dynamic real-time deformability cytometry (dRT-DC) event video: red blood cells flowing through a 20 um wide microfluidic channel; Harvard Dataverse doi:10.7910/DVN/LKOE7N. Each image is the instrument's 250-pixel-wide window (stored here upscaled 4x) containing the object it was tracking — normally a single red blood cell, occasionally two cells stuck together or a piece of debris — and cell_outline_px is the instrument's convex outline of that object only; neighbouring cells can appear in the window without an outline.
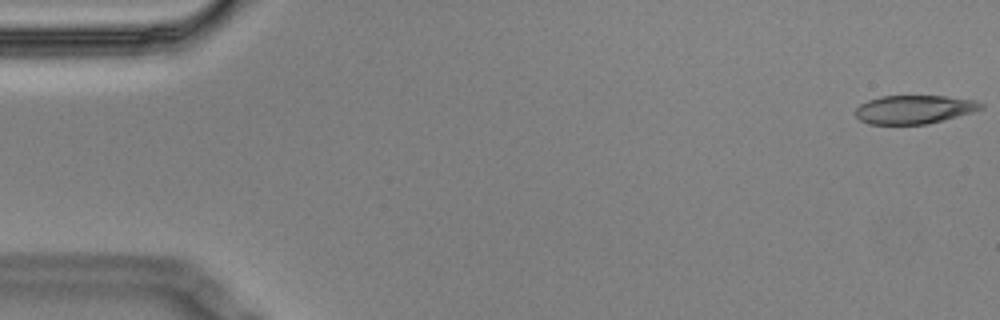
{"species": "Egyptian fruit bat (a non-hibernating species)", "species_latin": "Rousettus aegyptiacus", "temperature_condition": "cold", "stored_images_in_passage": 5, "camera_frame_rate_fps": 3000, "um_per_image_px": 0.085, "animal": {"sex": "male"}, "frame": {"image": 1, "passage_image": 1, "time_ms": 0.0, "image_size_px": [1000, 320], "cell_outline_px": [[984, 108], [972, 112], [928, 124], [868, 124], [860, 120], [856, 116], [856, 108], [860, 104], [868, 100], [880, 96], [944, 96], [976, 100], [984, 104]], "centroid_in_image_um": [77.71, 9.3], "position_along_channel_um": 7.3, "area_um2": 20.87}}